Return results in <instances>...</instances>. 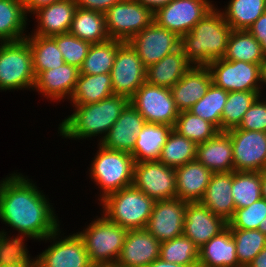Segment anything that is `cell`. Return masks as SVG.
Returning a JSON list of instances; mask_svg holds the SVG:
<instances>
[{
    "instance_id": "28",
    "label": "cell",
    "mask_w": 266,
    "mask_h": 267,
    "mask_svg": "<svg viewBox=\"0 0 266 267\" xmlns=\"http://www.w3.org/2000/svg\"><path fill=\"white\" fill-rule=\"evenodd\" d=\"M76 8L75 0H62L39 9L35 13L40 25L34 35L53 36L68 33Z\"/></svg>"
},
{
    "instance_id": "13",
    "label": "cell",
    "mask_w": 266,
    "mask_h": 267,
    "mask_svg": "<svg viewBox=\"0 0 266 267\" xmlns=\"http://www.w3.org/2000/svg\"><path fill=\"white\" fill-rule=\"evenodd\" d=\"M207 67L212 75V83L227 92L253 91L260 92V64L244 61L217 59Z\"/></svg>"
},
{
    "instance_id": "7",
    "label": "cell",
    "mask_w": 266,
    "mask_h": 267,
    "mask_svg": "<svg viewBox=\"0 0 266 267\" xmlns=\"http://www.w3.org/2000/svg\"><path fill=\"white\" fill-rule=\"evenodd\" d=\"M0 44V90L34 87L36 76L27 40Z\"/></svg>"
},
{
    "instance_id": "3",
    "label": "cell",
    "mask_w": 266,
    "mask_h": 267,
    "mask_svg": "<svg viewBox=\"0 0 266 267\" xmlns=\"http://www.w3.org/2000/svg\"><path fill=\"white\" fill-rule=\"evenodd\" d=\"M130 99L115 95L97 103L75 105L76 111L60 125V133L68 138H86L110 130Z\"/></svg>"
},
{
    "instance_id": "41",
    "label": "cell",
    "mask_w": 266,
    "mask_h": 267,
    "mask_svg": "<svg viewBox=\"0 0 266 267\" xmlns=\"http://www.w3.org/2000/svg\"><path fill=\"white\" fill-rule=\"evenodd\" d=\"M259 95V92L253 91L228 92L221 117V131H228L238 127L245 112L259 98Z\"/></svg>"
},
{
    "instance_id": "6",
    "label": "cell",
    "mask_w": 266,
    "mask_h": 267,
    "mask_svg": "<svg viewBox=\"0 0 266 267\" xmlns=\"http://www.w3.org/2000/svg\"><path fill=\"white\" fill-rule=\"evenodd\" d=\"M93 161L91 176L103 189L102 198L133 184L135 161L131 153L111 150L100 144Z\"/></svg>"
},
{
    "instance_id": "46",
    "label": "cell",
    "mask_w": 266,
    "mask_h": 267,
    "mask_svg": "<svg viewBox=\"0 0 266 267\" xmlns=\"http://www.w3.org/2000/svg\"><path fill=\"white\" fill-rule=\"evenodd\" d=\"M258 99L259 98H257L245 112L243 119L237 128L266 133V101L261 102Z\"/></svg>"
},
{
    "instance_id": "5",
    "label": "cell",
    "mask_w": 266,
    "mask_h": 267,
    "mask_svg": "<svg viewBox=\"0 0 266 267\" xmlns=\"http://www.w3.org/2000/svg\"><path fill=\"white\" fill-rule=\"evenodd\" d=\"M127 231L102 217L94 220L78 236L83 240L90 261L95 267L113 266L120 256Z\"/></svg>"
},
{
    "instance_id": "47",
    "label": "cell",
    "mask_w": 266,
    "mask_h": 267,
    "mask_svg": "<svg viewBox=\"0 0 266 267\" xmlns=\"http://www.w3.org/2000/svg\"><path fill=\"white\" fill-rule=\"evenodd\" d=\"M26 248H6L0 254V267H35Z\"/></svg>"
},
{
    "instance_id": "30",
    "label": "cell",
    "mask_w": 266,
    "mask_h": 267,
    "mask_svg": "<svg viewBox=\"0 0 266 267\" xmlns=\"http://www.w3.org/2000/svg\"><path fill=\"white\" fill-rule=\"evenodd\" d=\"M68 33L91 44L102 43L110 39L104 13L79 7L75 10Z\"/></svg>"
},
{
    "instance_id": "23",
    "label": "cell",
    "mask_w": 266,
    "mask_h": 267,
    "mask_svg": "<svg viewBox=\"0 0 266 267\" xmlns=\"http://www.w3.org/2000/svg\"><path fill=\"white\" fill-rule=\"evenodd\" d=\"M200 202L228 223L236 209L232 196V171L213 173Z\"/></svg>"
},
{
    "instance_id": "59",
    "label": "cell",
    "mask_w": 266,
    "mask_h": 267,
    "mask_svg": "<svg viewBox=\"0 0 266 267\" xmlns=\"http://www.w3.org/2000/svg\"><path fill=\"white\" fill-rule=\"evenodd\" d=\"M98 267H116V266L113 265V266H98Z\"/></svg>"
},
{
    "instance_id": "25",
    "label": "cell",
    "mask_w": 266,
    "mask_h": 267,
    "mask_svg": "<svg viewBox=\"0 0 266 267\" xmlns=\"http://www.w3.org/2000/svg\"><path fill=\"white\" fill-rule=\"evenodd\" d=\"M199 267H242L236 256V244L226 227L199 250Z\"/></svg>"
},
{
    "instance_id": "57",
    "label": "cell",
    "mask_w": 266,
    "mask_h": 267,
    "mask_svg": "<svg viewBox=\"0 0 266 267\" xmlns=\"http://www.w3.org/2000/svg\"><path fill=\"white\" fill-rule=\"evenodd\" d=\"M259 230L266 235V217L262 220V222L259 225Z\"/></svg>"
},
{
    "instance_id": "22",
    "label": "cell",
    "mask_w": 266,
    "mask_h": 267,
    "mask_svg": "<svg viewBox=\"0 0 266 267\" xmlns=\"http://www.w3.org/2000/svg\"><path fill=\"white\" fill-rule=\"evenodd\" d=\"M212 172L197 160L175 168L176 198L200 202L210 182Z\"/></svg>"
},
{
    "instance_id": "26",
    "label": "cell",
    "mask_w": 266,
    "mask_h": 267,
    "mask_svg": "<svg viewBox=\"0 0 266 267\" xmlns=\"http://www.w3.org/2000/svg\"><path fill=\"white\" fill-rule=\"evenodd\" d=\"M80 70L74 65L64 63L62 66L42 71L35 81L34 88L52 99H61L72 95Z\"/></svg>"
},
{
    "instance_id": "20",
    "label": "cell",
    "mask_w": 266,
    "mask_h": 267,
    "mask_svg": "<svg viewBox=\"0 0 266 267\" xmlns=\"http://www.w3.org/2000/svg\"><path fill=\"white\" fill-rule=\"evenodd\" d=\"M145 123L142 115L129 103L107 134L100 140V144L111 150L132 153L137 134Z\"/></svg>"
},
{
    "instance_id": "38",
    "label": "cell",
    "mask_w": 266,
    "mask_h": 267,
    "mask_svg": "<svg viewBox=\"0 0 266 267\" xmlns=\"http://www.w3.org/2000/svg\"><path fill=\"white\" fill-rule=\"evenodd\" d=\"M197 144L179 135L172 129L162 148L159 161L166 166L176 168L196 160Z\"/></svg>"
},
{
    "instance_id": "53",
    "label": "cell",
    "mask_w": 266,
    "mask_h": 267,
    "mask_svg": "<svg viewBox=\"0 0 266 267\" xmlns=\"http://www.w3.org/2000/svg\"><path fill=\"white\" fill-rule=\"evenodd\" d=\"M247 267H266V247H264Z\"/></svg>"
},
{
    "instance_id": "16",
    "label": "cell",
    "mask_w": 266,
    "mask_h": 267,
    "mask_svg": "<svg viewBox=\"0 0 266 267\" xmlns=\"http://www.w3.org/2000/svg\"><path fill=\"white\" fill-rule=\"evenodd\" d=\"M187 203L178 198L155 200L145 229L160 243L183 235Z\"/></svg>"
},
{
    "instance_id": "51",
    "label": "cell",
    "mask_w": 266,
    "mask_h": 267,
    "mask_svg": "<svg viewBox=\"0 0 266 267\" xmlns=\"http://www.w3.org/2000/svg\"><path fill=\"white\" fill-rule=\"evenodd\" d=\"M23 239L20 237L13 238L10 240L6 237L4 232H0V242L3 243L7 248H25Z\"/></svg>"
},
{
    "instance_id": "32",
    "label": "cell",
    "mask_w": 266,
    "mask_h": 267,
    "mask_svg": "<svg viewBox=\"0 0 266 267\" xmlns=\"http://www.w3.org/2000/svg\"><path fill=\"white\" fill-rule=\"evenodd\" d=\"M260 43L247 30H232L223 59L260 64L264 60Z\"/></svg>"
},
{
    "instance_id": "17",
    "label": "cell",
    "mask_w": 266,
    "mask_h": 267,
    "mask_svg": "<svg viewBox=\"0 0 266 267\" xmlns=\"http://www.w3.org/2000/svg\"><path fill=\"white\" fill-rule=\"evenodd\" d=\"M161 243L146 229L128 230L116 267H147L160 257Z\"/></svg>"
},
{
    "instance_id": "11",
    "label": "cell",
    "mask_w": 266,
    "mask_h": 267,
    "mask_svg": "<svg viewBox=\"0 0 266 267\" xmlns=\"http://www.w3.org/2000/svg\"><path fill=\"white\" fill-rule=\"evenodd\" d=\"M132 185L154 200L174 199L175 168L166 166L159 160L135 163Z\"/></svg>"
},
{
    "instance_id": "33",
    "label": "cell",
    "mask_w": 266,
    "mask_h": 267,
    "mask_svg": "<svg viewBox=\"0 0 266 267\" xmlns=\"http://www.w3.org/2000/svg\"><path fill=\"white\" fill-rule=\"evenodd\" d=\"M25 39L32 52L36 77L42 71L58 68L65 63L56 41L51 36L33 35L31 38L26 36Z\"/></svg>"
},
{
    "instance_id": "27",
    "label": "cell",
    "mask_w": 266,
    "mask_h": 267,
    "mask_svg": "<svg viewBox=\"0 0 266 267\" xmlns=\"http://www.w3.org/2000/svg\"><path fill=\"white\" fill-rule=\"evenodd\" d=\"M190 64L180 47L146 68V82L171 89L192 67Z\"/></svg>"
},
{
    "instance_id": "29",
    "label": "cell",
    "mask_w": 266,
    "mask_h": 267,
    "mask_svg": "<svg viewBox=\"0 0 266 267\" xmlns=\"http://www.w3.org/2000/svg\"><path fill=\"white\" fill-rule=\"evenodd\" d=\"M173 127L167 124L146 122L137 134L136 143L131 153L135 163L159 160L162 148Z\"/></svg>"
},
{
    "instance_id": "42",
    "label": "cell",
    "mask_w": 266,
    "mask_h": 267,
    "mask_svg": "<svg viewBox=\"0 0 266 267\" xmlns=\"http://www.w3.org/2000/svg\"><path fill=\"white\" fill-rule=\"evenodd\" d=\"M173 130L196 144L210 140L219 132L212 123L189 111L179 112Z\"/></svg>"
},
{
    "instance_id": "24",
    "label": "cell",
    "mask_w": 266,
    "mask_h": 267,
    "mask_svg": "<svg viewBox=\"0 0 266 267\" xmlns=\"http://www.w3.org/2000/svg\"><path fill=\"white\" fill-rule=\"evenodd\" d=\"M196 160L212 173L234 171L230 135L219 131L210 140L197 144Z\"/></svg>"
},
{
    "instance_id": "18",
    "label": "cell",
    "mask_w": 266,
    "mask_h": 267,
    "mask_svg": "<svg viewBox=\"0 0 266 267\" xmlns=\"http://www.w3.org/2000/svg\"><path fill=\"white\" fill-rule=\"evenodd\" d=\"M227 222L213 214L201 202H188L183 235L200 248L227 227Z\"/></svg>"
},
{
    "instance_id": "10",
    "label": "cell",
    "mask_w": 266,
    "mask_h": 267,
    "mask_svg": "<svg viewBox=\"0 0 266 267\" xmlns=\"http://www.w3.org/2000/svg\"><path fill=\"white\" fill-rule=\"evenodd\" d=\"M213 7L207 0H172L153 12L154 22L175 32L181 38L189 33Z\"/></svg>"
},
{
    "instance_id": "19",
    "label": "cell",
    "mask_w": 266,
    "mask_h": 267,
    "mask_svg": "<svg viewBox=\"0 0 266 267\" xmlns=\"http://www.w3.org/2000/svg\"><path fill=\"white\" fill-rule=\"evenodd\" d=\"M38 257L35 267H95L78 233L56 241Z\"/></svg>"
},
{
    "instance_id": "49",
    "label": "cell",
    "mask_w": 266,
    "mask_h": 267,
    "mask_svg": "<svg viewBox=\"0 0 266 267\" xmlns=\"http://www.w3.org/2000/svg\"><path fill=\"white\" fill-rule=\"evenodd\" d=\"M123 0H75L77 7L105 13L115 4Z\"/></svg>"
},
{
    "instance_id": "55",
    "label": "cell",
    "mask_w": 266,
    "mask_h": 267,
    "mask_svg": "<svg viewBox=\"0 0 266 267\" xmlns=\"http://www.w3.org/2000/svg\"><path fill=\"white\" fill-rule=\"evenodd\" d=\"M260 82L266 83V57L260 63Z\"/></svg>"
},
{
    "instance_id": "15",
    "label": "cell",
    "mask_w": 266,
    "mask_h": 267,
    "mask_svg": "<svg viewBox=\"0 0 266 267\" xmlns=\"http://www.w3.org/2000/svg\"><path fill=\"white\" fill-rule=\"evenodd\" d=\"M129 44L136 50L143 65L147 68L178 50L181 47V38L175 32L160 27L153 21L137 33Z\"/></svg>"
},
{
    "instance_id": "14",
    "label": "cell",
    "mask_w": 266,
    "mask_h": 267,
    "mask_svg": "<svg viewBox=\"0 0 266 267\" xmlns=\"http://www.w3.org/2000/svg\"><path fill=\"white\" fill-rule=\"evenodd\" d=\"M110 75L114 94L129 99L146 82V67L129 42L119 47Z\"/></svg>"
},
{
    "instance_id": "44",
    "label": "cell",
    "mask_w": 266,
    "mask_h": 267,
    "mask_svg": "<svg viewBox=\"0 0 266 267\" xmlns=\"http://www.w3.org/2000/svg\"><path fill=\"white\" fill-rule=\"evenodd\" d=\"M51 37L56 41L65 63L80 68L92 44L69 33Z\"/></svg>"
},
{
    "instance_id": "58",
    "label": "cell",
    "mask_w": 266,
    "mask_h": 267,
    "mask_svg": "<svg viewBox=\"0 0 266 267\" xmlns=\"http://www.w3.org/2000/svg\"><path fill=\"white\" fill-rule=\"evenodd\" d=\"M7 247L0 242V254L6 249Z\"/></svg>"
},
{
    "instance_id": "39",
    "label": "cell",
    "mask_w": 266,
    "mask_h": 267,
    "mask_svg": "<svg viewBox=\"0 0 266 267\" xmlns=\"http://www.w3.org/2000/svg\"><path fill=\"white\" fill-rule=\"evenodd\" d=\"M228 92L211 83L206 94L188 111L203 120L212 123L221 131V117L226 104Z\"/></svg>"
},
{
    "instance_id": "48",
    "label": "cell",
    "mask_w": 266,
    "mask_h": 267,
    "mask_svg": "<svg viewBox=\"0 0 266 267\" xmlns=\"http://www.w3.org/2000/svg\"><path fill=\"white\" fill-rule=\"evenodd\" d=\"M260 43L262 52L266 57V11L247 30Z\"/></svg>"
},
{
    "instance_id": "52",
    "label": "cell",
    "mask_w": 266,
    "mask_h": 267,
    "mask_svg": "<svg viewBox=\"0 0 266 267\" xmlns=\"http://www.w3.org/2000/svg\"><path fill=\"white\" fill-rule=\"evenodd\" d=\"M142 5L150 8L153 12H155L158 8L166 6L172 0H137Z\"/></svg>"
},
{
    "instance_id": "4",
    "label": "cell",
    "mask_w": 266,
    "mask_h": 267,
    "mask_svg": "<svg viewBox=\"0 0 266 267\" xmlns=\"http://www.w3.org/2000/svg\"><path fill=\"white\" fill-rule=\"evenodd\" d=\"M107 220L127 230L145 229L155 200L133 185L101 199Z\"/></svg>"
},
{
    "instance_id": "56",
    "label": "cell",
    "mask_w": 266,
    "mask_h": 267,
    "mask_svg": "<svg viewBox=\"0 0 266 267\" xmlns=\"http://www.w3.org/2000/svg\"><path fill=\"white\" fill-rule=\"evenodd\" d=\"M261 193L262 198L266 199V171L261 172Z\"/></svg>"
},
{
    "instance_id": "54",
    "label": "cell",
    "mask_w": 266,
    "mask_h": 267,
    "mask_svg": "<svg viewBox=\"0 0 266 267\" xmlns=\"http://www.w3.org/2000/svg\"><path fill=\"white\" fill-rule=\"evenodd\" d=\"M147 267H190V266H184L176 263L166 262L162 260L161 258H158L154 260L150 265Z\"/></svg>"
},
{
    "instance_id": "43",
    "label": "cell",
    "mask_w": 266,
    "mask_h": 267,
    "mask_svg": "<svg viewBox=\"0 0 266 267\" xmlns=\"http://www.w3.org/2000/svg\"><path fill=\"white\" fill-rule=\"evenodd\" d=\"M236 244V256L242 267H247L255 256L266 247V235L259 229H230Z\"/></svg>"
},
{
    "instance_id": "1",
    "label": "cell",
    "mask_w": 266,
    "mask_h": 267,
    "mask_svg": "<svg viewBox=\"0 0 266 267\" xmlns=\"http://www.w3.org/2000/svg\"><path fill=\"white\" fill-rule=\"evenodd\" d=\"M51 209L37 187L20 174H12L1 182L0 219L23 235L35 239L55 238L59 224Z\"/></svg>"
},
{
    "instance_id": "2",
    "label": "cell",
    "mask_w": 266,
    "mask_h": 267,
    "mask_svg": "<svg viewBox=\"0 0 266 267\" xmlns=\"http://www.w3.org/2000/svg\"><path fill=\"white\" fill-rule=\"evenodd\" d=\"M231 32L222 12L213 8L181 37V48L191 64L207 66L223 58Z\"/></svg>"
},
{
    "instance_id": "8",
    "label": "cell",
    "mask_w": 266,
    "mask_h": 267,
    "mask_svg": "<svg viewBox=\"0 0 266 267\" xmlns=\"http://www.w3.org/2000/svg\"><path fill=\"white\" fill-rule=\"evenodd\" d=\"M153 11L137 0H123L104 13L110 39L129 42L154 21Z\"/></svg>"
},
{
    "instance_id": "35",
    "label": "cell",
    "mask_w": 266,
    "mask_h": 267,
    "mask_svg": "<svg viewBox=\"0 0 266 267\" xmlns=\"http://www.w3.org/2000/svg\"><path fill=\"white\" fill-rule=\"evenodd\" d=\"M123 41L108 39L102 43L92 44L82 66L80 74L97 75L110 73L114 59Z\"/></svg>"
},
{
    "instance_id": "21",
    "label": "cell",
    "mask_w": 266,
    "mask_h": 267,
    "mask_svg": "<svg viewBox=\"0 0 266 267\" xmlns=\"http://www.w3.org/2000/svg\"><path fill=\"white\" fill-rule=\"evenodd\" d=\"M212 75L207 66H192L171 88L179 112L188 111L207 92Z\"/></svg>"
},
{
    "instance_id": "9",
    "label": "cell",
    "mask_w": 266,
    "mask_h": 267,
    "mask_svg": "<svg viewBox=\"0 0 266 267\" xmlns=\"http://www.w3.org/2000/svg\"><path fill=\"white\" fill-rule=\"evenodd\" d=\"M130 103L146 122L175 125L179 111L170 88L145 82L130 98Z\"/></svg>"
},
{
    "instance_id": "37",
    "label": "cell",
    "mask_w": 266,
    "mask_h": 267,
    "mask_svg": "<svg viewBox=\"0 0 266 267\" xmlns=\"http://www.w3.org/2000/svg\"><path fill=\"white\" fill-rule=\"evenodd\" d=\"M232 196L236 209L246 208L262 198L261 172L232 171Z\"/></svg>"
},
{
    "instance_id": "12",
    "label": "cell",
    "mask_w": 266,
    "mask_h": 267,
    "mask_svg": "<svg viewBox=\"0 0 266 267\" xmlns=\"http://www.w3.org/2000/svg\"><path fill=\"white\" fill-rule=\"evenodd\" d=\"M231 138L234 171H266V133L233 128Z\"/></svg>"
},
{
    "instance_id": "50",
    "label": "cell",
    "mask_w": 266,
    "mask_h": 267,
    "mask_svg": "<svg viewBox=\"0 0 266 267\" xmlns=\"http://www.w3.org/2000/svg\"><path fill=\"white\" fill-rule=\"evenodd\" d=\"M25 14L29 12H37L39 9L49 6L53 3L60 2L62 0H22Z\"/></svg>"
},
{
    "instance_id": "34",
    "label": "cell",
    "mask_w": 266,
    "mask_h": 267,
    "mask_svg": "<svg viewBox=\"0 0 266 267\" xmlns=\"http://www.w3.org/2000/svg\"><path fill=\"white\" fill-rule=\"evenodd\" d=\"M25 25L26 15L23 7V1L0 0L1 42H14L25 39V36L21 35L22 31H24Z\"/></svg>"
},
{
    "instance_id": "40",
    "label": "cell",
    "mask_w": 266,
    "mask_h": 267,
    "mask_svg": "<svg viewBox=\"0 0 266 267\" xmlns=\"http://www.w3.org/2000/svg\"><path fill=\"white\" fill-rule=\"evenodd\" d=\"M199 248L191 239L181 235L160 245V257L166 262L199 267Z\"/></svg>"
},
{
    "instance_id": "45",
    "label": "cell",
    "mask_w": 266,
    "mask_h": 267,
    "mask_svg": "<svg viewBox=\"0 0 266 267\" xmlns=\"http://www.w3.org/2000/svg\"><path fill=\"white\" fill-rule=\"evenodd\" d=\"M266 217V199L260 198L246 208L235 209L232 219L228 222L229 229H259Z\"/></svg>"
},
{
    "instance_id": "31",
    "label": "cell",
    "mask_w": 266,
    "mask_h": 267,
    "mask_svg": "<svg viewBox=\"0 0 266 267\" xmlns=\"http://www.w3.org/2000/svg\"><path fill=\"white\" fill-rule=\"evenodd\" d=\"M114 94L110 73L86 75L80 74L71 95L73 104L97 103Z\"/></svg>"
},
{
    "instance_id": "36",
    "label": "cell",
    "mask_w": 266,
    "mask_h": 267,
    "mask_svg": "<svg viewBox=\"0 0 266 267\" xmlns=\"http://www.w3.org/2000/svg\"><path fill=\"white\" fill-rule=\"evenodd\" d=\"M266 11V0H231L222 13L232 30H248Z\"/></svg>"
}]
</instances>
